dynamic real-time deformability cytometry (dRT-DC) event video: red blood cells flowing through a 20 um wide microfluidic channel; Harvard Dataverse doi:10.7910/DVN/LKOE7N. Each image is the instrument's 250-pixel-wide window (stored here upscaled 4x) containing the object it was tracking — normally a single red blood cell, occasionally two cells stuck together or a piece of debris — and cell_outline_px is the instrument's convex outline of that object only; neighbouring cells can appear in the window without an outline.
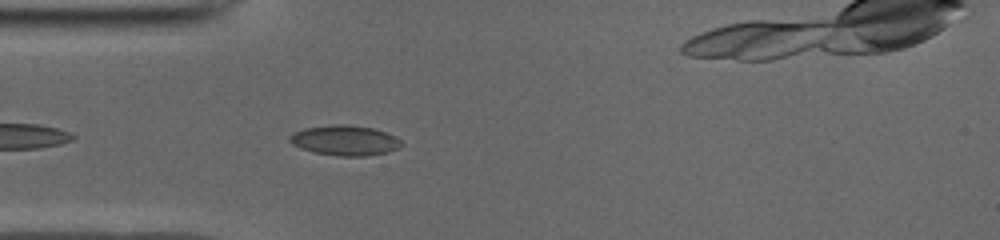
{"species": "common noctule bat (a hibernating species)", "species_latin": "Nyctalus noctula", "temperature_condition": "cold", "stored_images_in_passage": 7, "camera_frame_rate_fps": 3000, "um_per_image_px": 0.085, "animal": {"sex": "male", "body_mass_g": 19.0, "forearm_length_mm": 50.8}, "frame": {"image": 1, "passage_image": 3, "time_ms": 0.667, "image_size_px": [1000, 240], "cell_outline_px": [[404, 144], [396, 148], [384, 152], [368, 156], [336, 156], [316, 152], [300, 148], [292, 144], [288, 140], [288, 136], [292, 132], [304, 128], [332, 124], [348, 124], [372, 128], [384, 132], [400, 140]], "centroid_in_image_um": [29.24, 11.92], "position_along_channel_um": 55.8, "area_um2": 19.54}}